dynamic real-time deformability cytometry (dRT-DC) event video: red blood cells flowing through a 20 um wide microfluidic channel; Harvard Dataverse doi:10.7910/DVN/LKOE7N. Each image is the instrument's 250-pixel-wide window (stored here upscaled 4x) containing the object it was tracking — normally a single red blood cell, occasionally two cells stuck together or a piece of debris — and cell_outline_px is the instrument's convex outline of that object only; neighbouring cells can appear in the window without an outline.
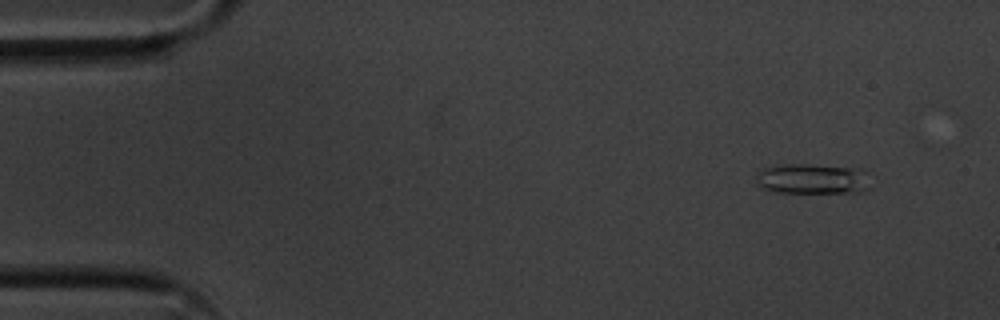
{"species": "common noctule bat (a hibernating species)", "species_latin": "Nyctalus noctula", "temperature_condition": "cold", "stored_images_in_passage": 51, "camera_frame_rate_fps": 3000, "um_per_image_px": 0.085, "animal": {"sex": "male", "body_mass_g": 20.1, "forearm_length_mm": 53.5}, "frame": {"image": 1, "passage_image": 1, "time_ms": 0.0, "image_size_px": [1000, 320], "cell_outline_px": [[868, 188], [860, 192], [776, 192], [764, 188], [756, 184], [756, 172], [764, 168], [780, 164], [808, 164], [864, 168], [868, 172]], "centroid_in_image_um": [69.07, 15.18], "position_along_channel_um": 15.9, "area_um2": 20.46}}
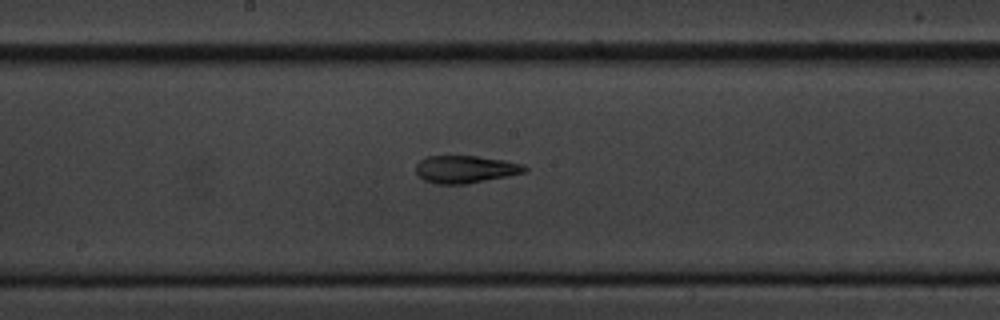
{"frame": {"image": 2, "passage_image": 25, "time_ms": 8.0, "image_size_px": [1000, 320], "cell_outline_px": [[528, 168], [524, 172], [508, 176], [464, 184], [436, 184], [424, 180], [416, 172], [416, 164], [420, 160], [428, 156], [476, 156], [504, 160], [524, 164]], "centroid_in_image_um": [39.55, 14.38], "position_along_channel_um": 208.6, "area_um2": 17.34}}
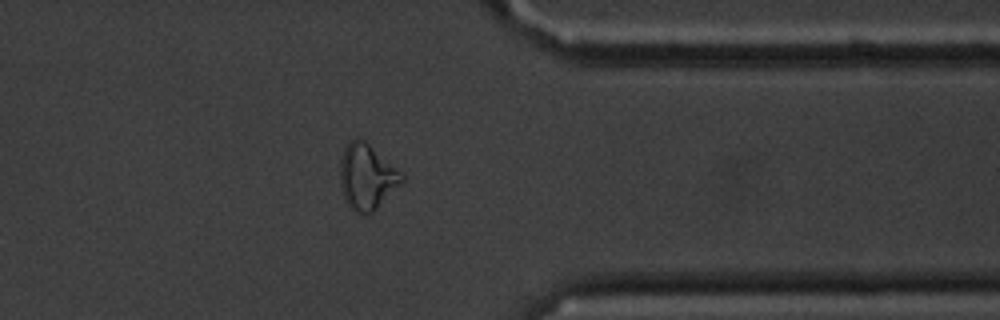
{"frame": {"image": 3, "passage_image": 40, "time_ms": 13.0, "image_size_px": [1000, 320], "cell_outline_px": [[404, 180], [372, 212], [356, 212], [344, 200], [340, 184], [340, 160], [344, 148], [356, 136], [364, 140], [404, 172]], "centroid_in_image_um": [31.19, 14.98], "position_along_channel_um": 380.2, "area_um2": 23.41}, "authors_computed_cell_mechanics": {"area_um2": 17.6868, "velocity_mm_per_s": 3.6053, "shape_relaxation_time_tau1_ms": 8.3223, "shape_relaxation_time_tau2_ms": 3.2813, "deformation_change_tau1": 0.2732, "deformation_change_tau2": 0.1354}}